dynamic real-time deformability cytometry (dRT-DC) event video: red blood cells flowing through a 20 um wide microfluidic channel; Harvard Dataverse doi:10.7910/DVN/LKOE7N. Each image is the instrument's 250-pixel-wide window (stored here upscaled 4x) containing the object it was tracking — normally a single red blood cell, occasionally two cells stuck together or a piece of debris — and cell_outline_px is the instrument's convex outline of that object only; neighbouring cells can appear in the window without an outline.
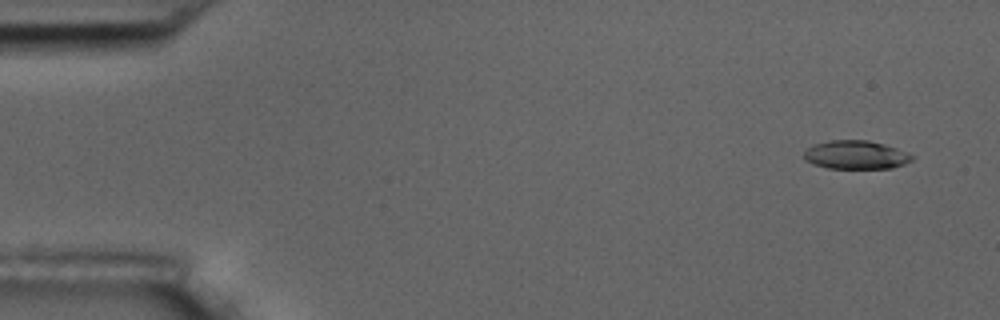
{"species": "common noctule bat (a hibernating species)", "species_latin": "Nyctalus noctula", "temperature_condition": "room temperature", "stored_images_in_passage": 7, "camera_frame_rate_fps": 3000, "um_per_image_px": 0.085, "animal": {"sex": "male", "body_mass_g": 17.5, "forearm_length_mm": 52.3}, "frame": {"image": 1, "passage_image": 1, "time_ms": 0.0, "image_size_px": [1000, 320], "cell_outline_px": [[916, 156], [912, 160], [904, 164], [892, 168], [828, 168], [812, 164], [804, 160], [804, 152], [808, 148], [816, 144], [828, 140], [868, 140], [884, 144], [908, 152]], "centroid_in_image_um": [72.76, 13.16], "position_along_channel_um": 12.2, "area_um2": 18.03}}
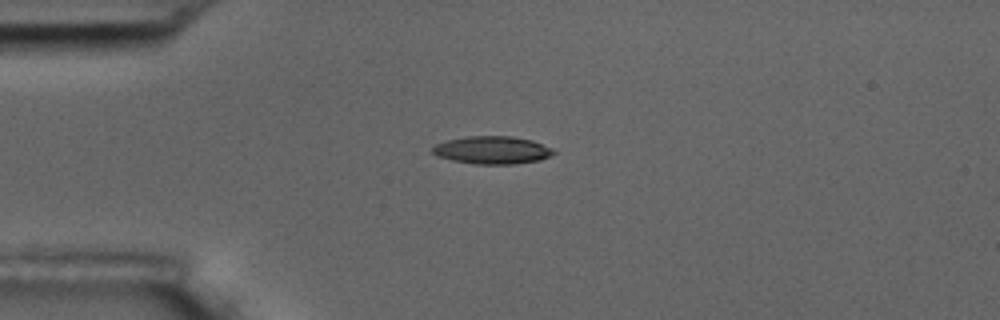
{"frame": {"image": 2, "passage_image": 4, "time_ms": 3.667, "image_size_px": [1000, 320], "cell_outline_px": [[556, 152], [540, 160], [516, 164], [476, 164], [452, 160], [436, 156], [432, 152], [432, 148], [436, 144], [448, 140], [468, 136], [512, 136], [532, 140], [552, 148]], "centroid_in_image_um": [41.84, 12.76], "position_along_channel_um": 43.2, "area_um2": 19.54}}